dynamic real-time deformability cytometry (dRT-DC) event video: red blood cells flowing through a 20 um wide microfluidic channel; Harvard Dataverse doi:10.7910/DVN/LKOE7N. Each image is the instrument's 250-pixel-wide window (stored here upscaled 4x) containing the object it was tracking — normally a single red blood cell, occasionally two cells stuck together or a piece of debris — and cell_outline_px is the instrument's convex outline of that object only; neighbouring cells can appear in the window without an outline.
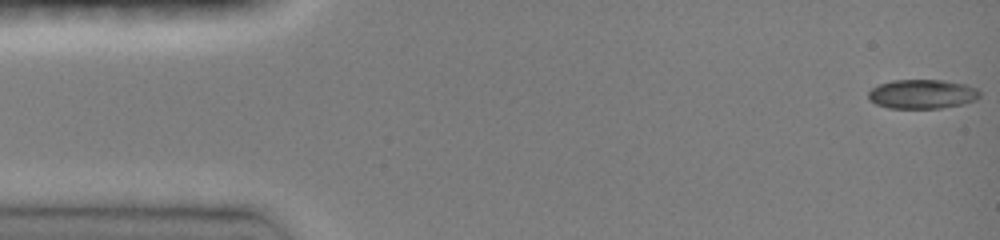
{"species": "common noctule bat (a hibernating species)", "species_latin": "Nyctalus noctula", "temperature_condition": "room temperature", "stored_images_in_passage": 7, "camera_frame_rate_fps": 3000, "um_per_image_px": 0.085, "animal": {"sex": "female", "body_mass_g": 19.0, "forearm_length_mm": 51.5}, "frame": {"image": 1, "passage_image": 1, "time_ms": 0.0, "image_size_px": [1000, 240], "cell_outline_px": [[980, 96], [976, 100], [964, 104], [940, 108], [888, 108], [876, 104], [868, 100], [868, 92], [872, 88], [880, 84], [892, 80], [944, 80], [964, 84], [976, 88], [980, 92]], "centroid_in_image_um": [78.38, 8.0], "position_along_channel_um": 6.6, "area_um2": 19.07}}
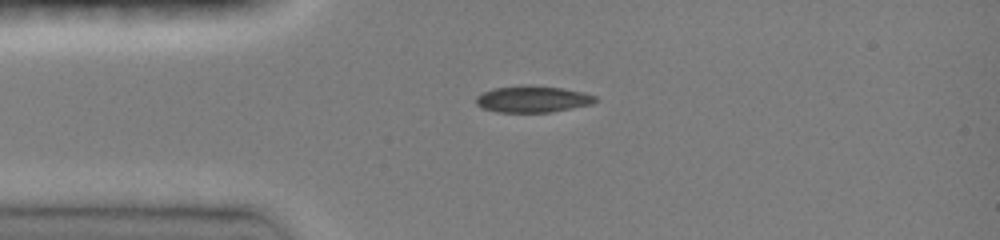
{"frame": {"image": 2, "passage_image": 5, "time_ms": 1.333, "image_size_px": [1000, 240], "cell_outline_px": [[596, 100], [592, 104], [552, 112], [496, 112], [484, 108], [476, 104], [476, 96], [492, 88], [524, 84], [560, 88], [584, 92], [596, 96]], "centroid_in_image_um": [45.26, 8.42], "position_along_channel_um": 39.7, "area_um2": 18.5}}